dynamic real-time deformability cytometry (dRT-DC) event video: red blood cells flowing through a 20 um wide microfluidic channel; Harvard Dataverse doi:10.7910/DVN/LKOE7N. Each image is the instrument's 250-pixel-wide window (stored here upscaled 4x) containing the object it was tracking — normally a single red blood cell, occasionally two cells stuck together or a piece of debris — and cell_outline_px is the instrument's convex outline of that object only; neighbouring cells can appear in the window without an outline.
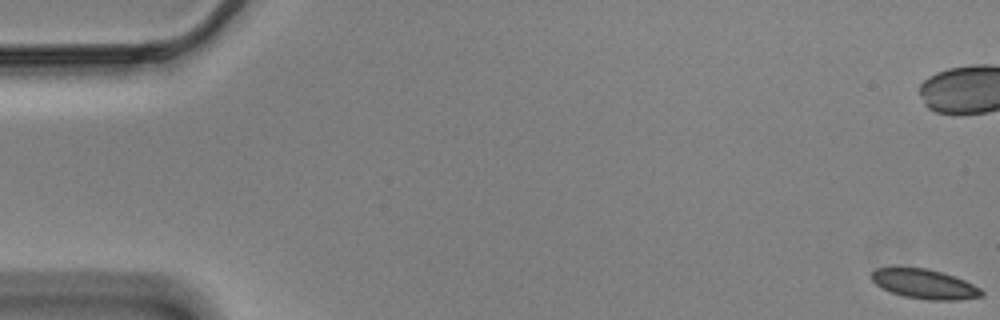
{"species": "Egyptian fruit bat (a non-hibernating species)", "species_latin": "Rousettus aegyptiacus", "temperature_condition": "cold", "stored_images_in_passage": 59, "camera_frame_rate_fps": 3000, "um_per_image_px": 0.085, "animal": {"sex": "male"}, "frame": {"image": 1, "passage_image": 1, "time_ms": 0.0, "image_size_px": [1000, 320], "cell_outline_px": [[984, 296], [960, 300], [928, 300], [904, 296], [880, 288], [868, 276], [876, 268], [924, 268], [940, 272], [964, 280], [980, 288], [984, 292]], "centroid_in_image_um": [78.57, 24.16], "position_along_channel_um": 6.4, "area_um2": 18.84}, "authors_computed_cell_mechanics": {"area_um2": 19.4786, "velocity_mm_per_s": 3.4646, "shape_relaxation_time_tau1_ms": 5.0929, "shape_relaxation_time_tau2_ms": 3.252, "deformation_change_tau1": 0.0768, "deformation_change_tau2": 0.0607}}